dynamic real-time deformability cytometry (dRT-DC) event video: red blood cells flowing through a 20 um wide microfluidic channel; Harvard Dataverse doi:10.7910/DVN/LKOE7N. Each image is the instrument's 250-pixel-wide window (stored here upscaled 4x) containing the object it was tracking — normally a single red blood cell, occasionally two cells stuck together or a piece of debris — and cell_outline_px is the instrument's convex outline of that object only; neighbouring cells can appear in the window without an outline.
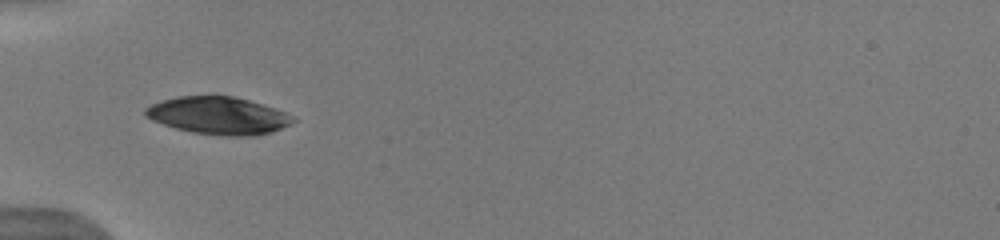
{"species": "human", "species_latin": "Homo sapiens", "temperature_condition": "warm", "stored_images_in_passage": 10, "camera_frame_rate_fps": 3000, "um_per_image_px": 0.085, "donor": {"sex": "male"}, "frame": {"image": 1, "passage_image": 6, "time_ms": 6.0, "image_size_px": [1000, 240], "cell_outline_px": [[296, 120], [272, 132], [256, 136], [220, 136], [192, 132], [176, 128], [152, 120], [144, 116], [144, 108], [152, 104], [176, 96], [232, 96], [248, 100], [276, 108], [296, 116]], "centroid_in_image_um": [18.58, 9.83], "position_along_channel_um": 66.4, "area_um2": 32.31}}